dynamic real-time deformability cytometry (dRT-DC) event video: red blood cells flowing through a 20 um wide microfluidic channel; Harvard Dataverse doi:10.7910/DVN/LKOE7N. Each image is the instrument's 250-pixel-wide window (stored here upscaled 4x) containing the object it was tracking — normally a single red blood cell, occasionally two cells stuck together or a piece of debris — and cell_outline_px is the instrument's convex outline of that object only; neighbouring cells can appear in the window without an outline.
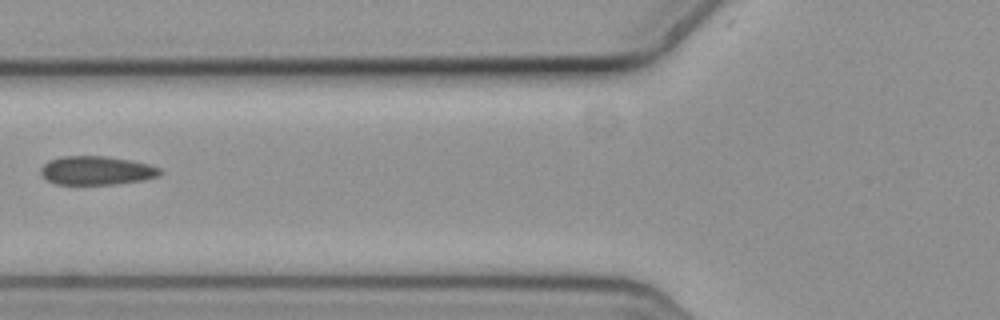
{"species": "common noctule bat (a hibernating species)", "species_latin": "Nyctalus noctula", "temperature_condition": "cold", "stored_images_in_passage": 3, "camera_frame_rate_fps": 3000, "um_per_image_px": 0.085, "animal": {"sex": "female", "body_mass_g": 19.3, "forearm_length_mm": 54.1}, "frame": {"image": 1, "passage_image": 2, "time_ms": 0.333, "image_size_px": [1000, 320], "cell_outline_px": [[160, 176], [144, 180], [116, 184], [56, 184], [48, 180], [40, 172], [40, 168], [48, 160], [64, 156], [104, 156], [132, 160], [148, 164], [160, 168]], "centroid_in_image_um": [8.22, 14.49], "position_along_channel_um": 117.6, "area_um2": 19.94}}
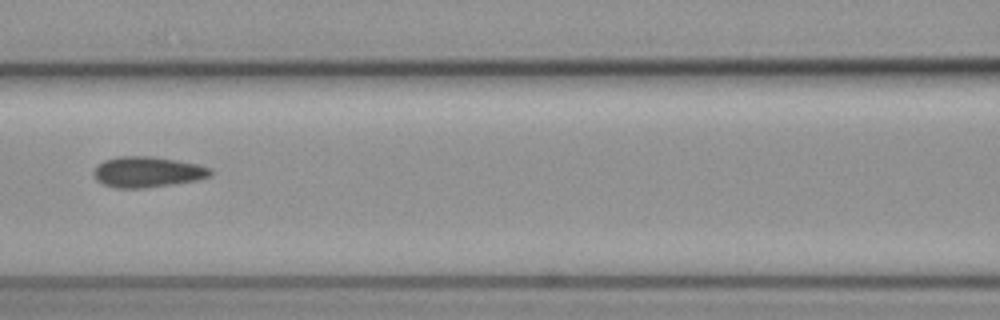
{"frame": {"image": 2, "passage_image": 3, "time_ms": 0.667, "image_size_px": [1000, 320], "cell_outline_px": [[212, 176], [196, 180], [172, 184], [144, 188], [116, 188], [104, 184], [96, 180], [92, 172], [104, 160], [116, 156], [152, 156], [200, 164], [212, 168]], "centroid_in_image_um": [12.56, 14.61], "position_along_channel_um": 154.0, "area_um2": 20.98}}